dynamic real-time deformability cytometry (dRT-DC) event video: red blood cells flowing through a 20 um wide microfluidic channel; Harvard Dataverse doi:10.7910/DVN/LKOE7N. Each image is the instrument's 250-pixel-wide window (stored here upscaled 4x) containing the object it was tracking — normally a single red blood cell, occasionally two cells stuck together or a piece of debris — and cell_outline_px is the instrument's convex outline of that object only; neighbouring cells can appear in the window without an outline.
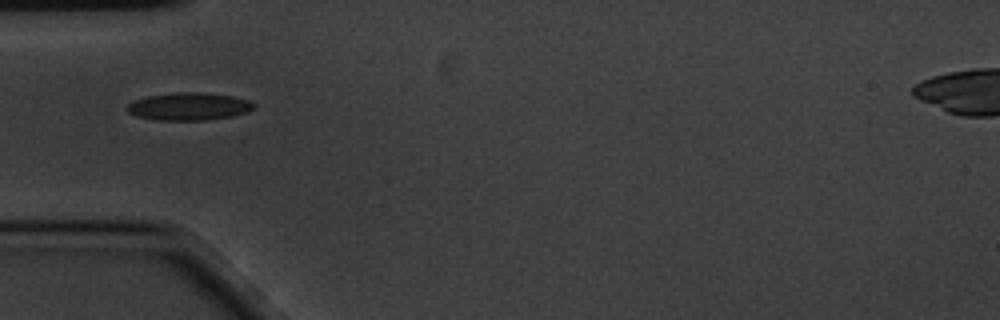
{"species": "common noctule bat (a hibernating species)", "species_latin": "Nyctalus noctula", "temperature_condition": "cold", "stored_images_in_passage": 8, "camera_frame_rate_fps": 3000, "um_per_image_px": 0.085, "animal": {"sex": "male", "body_mass_g": 20.1, "forearm_length_mm": 53.5}, "frame": {"image": 1, "passage_image": 1, "time_ms": 0.0, "image_size_px": [1000, 320], "cell_outline_px": [[256, 104], [248, 112], [232, 116], [208, 120], [156, 120], [136, 116], [128, 112], [124, 108], [132, 100], [148, 96], [176, 92], [200, 92], [232, 96], [248, 100]], "centroid_in_image_um": [16.02, 9.05], "position_along_channel_um": 69.0, "area_um2": 20.52}}
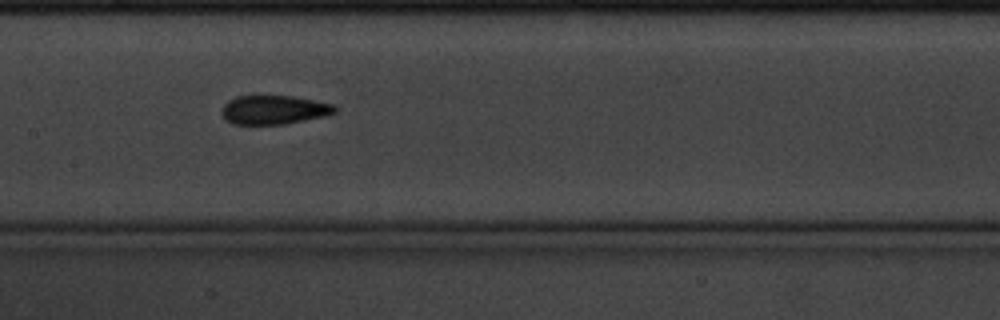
{"frame": {"image": 2, "passage_image": 4, "time_ms": 1.0, "image_size_px": [1000, 320], "cell_outline_px": [[336, 112], [328, 116], [284, 124], [232, 124], [224, 120], [220, 112], [224, 104], [228, 100], [236, 96], [292, 96], [336, 104]], "centroid_in_image_um": [23.29, 9.34], "position_along_channel_um": 184.1, "area_um2": 19.36}}
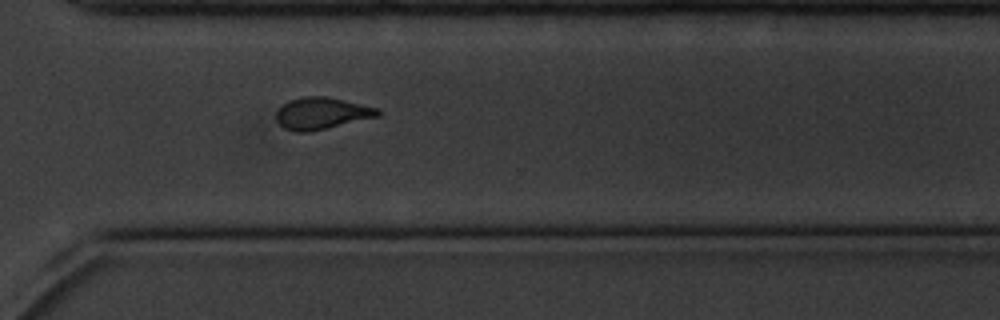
{"frame": {"image": 3, "passage_image": 8, "time_ms": 2.333, "image_size_px": [1000, 320], "cell_outline_px": [[380, 116], [312, 132], [296, 132], [284, 128], [276, 120], [276, 112], [284, 104], [292, 100], [304, 96], [324, 96], [380, 108]], "centroid_in_image_um": [27.37, 9.65], "position_along_channel_um": 343.2, "area_um2": 18.84}}